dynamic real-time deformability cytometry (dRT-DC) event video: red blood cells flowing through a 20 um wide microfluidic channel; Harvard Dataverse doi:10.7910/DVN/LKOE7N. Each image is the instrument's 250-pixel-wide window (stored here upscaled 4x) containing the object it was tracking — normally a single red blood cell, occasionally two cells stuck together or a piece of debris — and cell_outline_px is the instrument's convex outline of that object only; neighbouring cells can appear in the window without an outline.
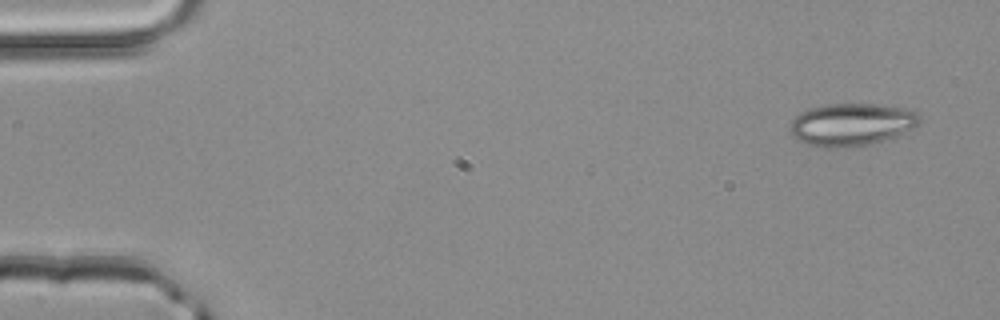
{"species": "common noctule bat (a hibernating species)", "species_latin": "Nyctalus noctula", "temperature_condition": "room temperature", "stored_images_in_passage": 4, "camera_frame_rate_fps": 3000, "um_per_image_px": 0.085, "animal": {"sex": "male", "body_mass_g": 20.4}, "frame": {"image": 1, "passage_image": 1, "time_ms": 0.0, "image_size_px": [1000, 320], "cell_outline_px": [[920, 124], [916, 128], [896, 136], [868, 144], [836, 148], [824, 148], [808, 144], [796, 140], [792, 136], [788, 128], [792, 120], [800, 112], [812, 108], [828, 104], [876, 104], [900, 108], [916, 112], [920, 116]], "centroid_in_image_um": [72.36, 10.59], "position_along_channel_um": 12.6, "area_um2": 32.08}}
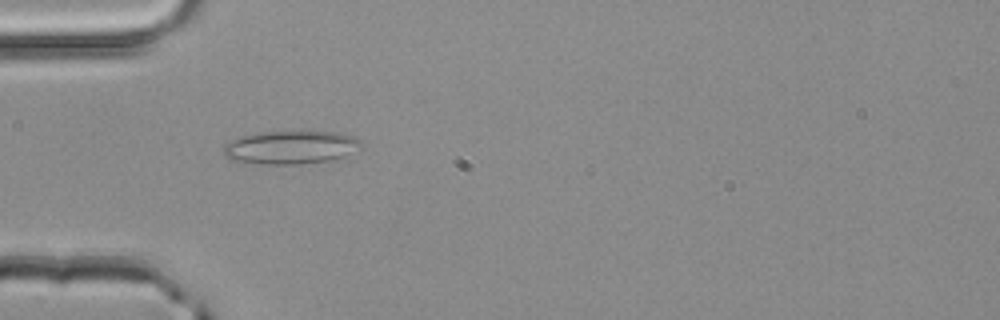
{"frame": {"image": 2, "passage_image": 3, "time_ms": 0.667, "image_size_px": [1000, 320], "cell_outline_px": [[364, 144], [360, 148], [344, 156], [332, 160], [296, 164], [268, 164], [232, 160], [224, 156], [224, 144], [240, 136], [256, 132], [336, 132], [352, 136], [360, 140]], "centroid_in_image_um": [24.71, 12.52], "position_along_channel_um": 60.3, "area_um2": 26.53}}